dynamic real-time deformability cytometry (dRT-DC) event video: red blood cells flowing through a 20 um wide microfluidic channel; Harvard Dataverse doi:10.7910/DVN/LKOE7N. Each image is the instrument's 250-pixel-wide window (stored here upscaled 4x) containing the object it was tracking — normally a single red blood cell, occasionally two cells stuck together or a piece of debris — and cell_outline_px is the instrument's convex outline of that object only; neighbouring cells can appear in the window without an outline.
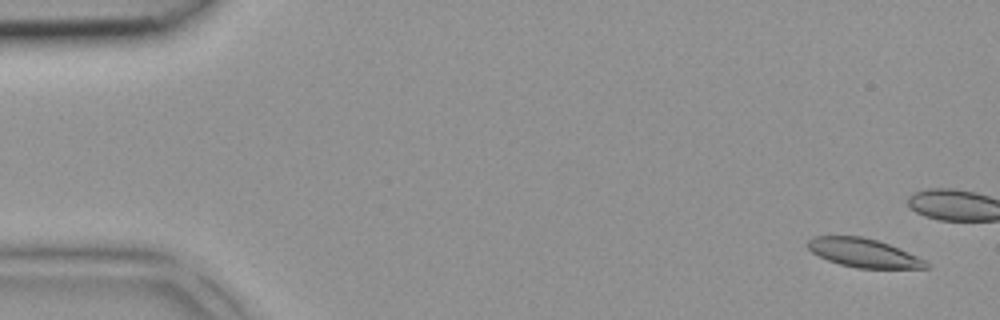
{"species": "common noctule bat (a hibernating species)", "species_latin": "Nyctalus noctula", "temperature_condition": "room temperature", "stored_images_in_passage": 6, "segment_of_instrument_passage": [1, 2], "camera_frame_rate_fps": 3000, "um_per_image_px": 0.085, "animal": {"sex": "female", "body_mass_g": 18.4}, "frame": {"image": 1, "passage_image": 1, "time_ms": 0.0, "image_size_px": [1000, 320], "cell_outline_px": [[928, 268], [856, 268], [840, 264], [828, 260], [812, 252], [808, 248], [808, 240], [812, 236], [860, 236], [876, 240], [888, 244], [908, 252], [924, 260], [928, 264]], "centroid_in_image_um": [73.37, 21.49], "position_along_channel_um": 11.6, "area_um2": 19.48}}
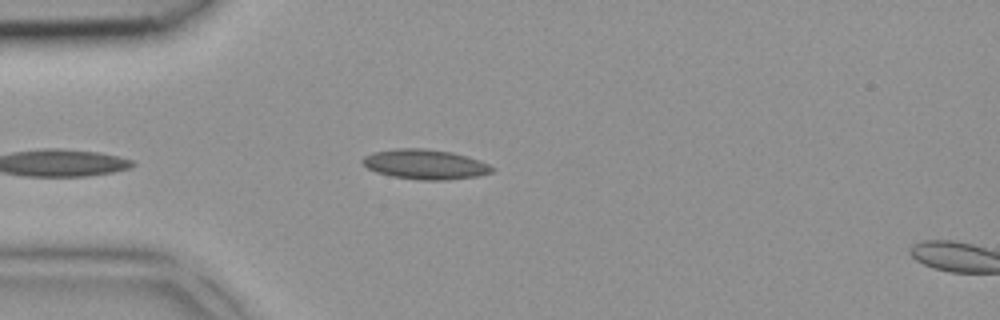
{"frame": {"image": 2, "passage_image": 5, "time_ms": 1.333, "image_size_px": [1000, 320], "cell_outline_px": [[496, 168], [492, 172], [476, 176], [444, 180], [420, 180], [392, 176], [376, 172], [368, 168], [360, 160], [364, 156], [372, 152], [392, 148], [428, 148], [452, 152], [468, 156], [480, 160]], "centroid_in_image_um": [36.12, 13.95], "position_along_channel_um": 48.9, "area_um2": 22.72}}